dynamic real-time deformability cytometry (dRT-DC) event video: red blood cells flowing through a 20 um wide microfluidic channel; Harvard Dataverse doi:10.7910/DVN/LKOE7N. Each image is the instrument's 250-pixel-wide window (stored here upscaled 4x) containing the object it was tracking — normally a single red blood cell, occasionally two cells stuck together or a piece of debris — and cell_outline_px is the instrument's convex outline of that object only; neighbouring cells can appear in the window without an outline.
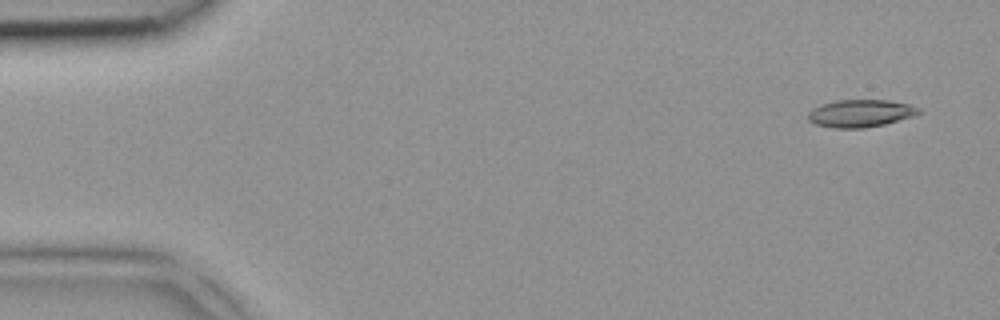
{"species": "common noctule bat (a hibernating species)", "species_latin": "Nyctalus noctula", "temperature_condition": "room temperature", "stored_images_in_passage": 4, "segment_of_instrument_passage": [2, 2], "camera_frame_rate_fps": 3000, "um_per_image_px": 0.085, "animal": {"sex": "female", "body_mass_g": 18.4}, "frame": {"image": 1, "passage_image": 4, "time_ms": 1.0, "image_size_px": [1000, 320], "cell_outline_px": [[920, 112], [916, 116], [884, 124], [864, 128], [836, 128], [816, 124], [808, 120], [808, 112], [812, 108], [820, 104], [836, 100], [888, 100], [908, 104], [920, 108]], "centroid_in_image_um": [73.14, 9.63], "position_along_channel_um": 11.9, "area_um2": 17.8}}